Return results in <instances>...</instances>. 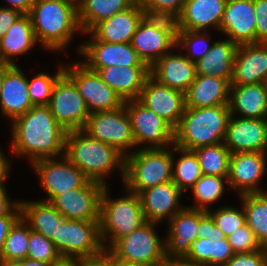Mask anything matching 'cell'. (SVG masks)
<instances>
[{
	"label": "cell",
	"instance_id": "cell-56",
	"mask_svg": "<svg viewBox=\"0 0 267 266\" xmlns=\"http://www.w3.org/2000/svg\"><path fill=\"white\" fill-rule=\"evenodd\" d=\"M52 266H80V257L61 256Z\"/></svg>",
	"mask_w": 267,
	"mask_h": 266
},
{
	"label": "cell",
	"instance_id": "cell-41",
	"mask_svg": "<svg viewBox=\"0 0 267 266\" xmlns=\"http://www.w3.org/2000/svg\"><path fill=\"white\" fill-rule=\"evenodd\" d=\"M207 33L203 30H176V47L185 49L188 52L185 57L195 63L206 56L212 46L209 44L211 36Z\"/></svg>",
	"mask_w": 267,
	"mask_h": 266
},
{
	"label": "cell",
	"instance_id": "cell-39",
	"mask_svg": "<svg viewBox=\"0 0 267 266\" xmlns=\"http://www.w3.org/2000/svg\"><path fill=\"white\" fill-rule=\"evenodd\" d=\"M228 183L227 176L202 175L190 188L194 195L196 205L189 206L192 209L208 211L211 204L220 200L226 191L224 183Z\"/></svg>",
	"mask_w": 267,
	"mask_h": 266
},
{
	"label": "cell",
	"instance_id": "cell-57",
	"mask_svg": "<svg viewBox=\"0 0 267 266\" xmlns=\"http://www.w3.org/2000/svg\"><path fill=\"white\" fill-rule=\"evenodd\" d=\"M13 266H52V263L24 258L12 263Z\"/></svg>",
	"mask_w": 267,
	"mask_h": 266
},
{
	"label": "cell",
	"instance_id": "cell-13",
	"mask_svg": "<svg viewBox=\"0 0 267 266\" xmlns=\"http://www.w3.org/2000/svg\"><path fill=\"white\" fill-rule=\"evenodd\" d=\"M124 106L130 117L136 147L146 143L148 146L145 145L144 148H166L174 145V128L154 111L138 99L126 100Z\"/></svg>",
	"mask_w": 267,
	"mask_h": 266
},
{
	"label": "cell",
	"instance_id": "cell-48",
	"mask_svg": "<svg viewBox=\"0 0 267 266\" xmlns=\"http://www.w3.org/2000/svg\"><path fill=\"white\" fill-rule=\"evenodd\" d=\"M255 43H267V0H254Z\"/></svg>",
	"mask_w": 267,
	"mask_h": 266
},
{
	"label": "cell",
	"instance_id": "cell-45",
	"mask_svg": "<svg viewBox=\"0 0 267 266\" xmlns=\"http://www.w3.org/2000/svg\"><path fill=\"white\" fill-rule=\"evenodd\" d=\"M149 17H165L176 20L186 0H138Z\"/></svg>",
	"mask_w": 267,
	"mask_h": 266
},
{
	"label": "cell",
	"instance_id": "cell-12",
	"mask_svg": "<svg viewBox=\"0 0 267 266\" xmlns=\"http://www.w3.org/2000/svg\"><path fill=\"white\" fill-rule=\"evenodd\" d=\"M64 73L74 82L90 113L116 110L124 106L123 98L84 63L66 64Z\"/></svg>",
	"mask_w": 267,
	"mask_h": 266
},
{
	"label": "cell",
	"instance_id": "cell-29",
	"mask_svg": "<svg viewBox=\"0 0 267 266\" xmlns=\"http://www.w3.org/2000/svg\"><path fill=\"white\" fill-rule=\"evenodd\" d=\"M91 70L96 71L99 77L124 101L138 99L150 75L149 66H108Z\"/></svg>",
	"mask_w": 267,
	"mask_h": 266
},
{
	"label": "cell",
	"instance_id": "cell-26",
	"mask_svg": "<svg viewBox=\"0 0 267 266\" xmlns=\"http://www.w3.org/2000/svg\"><path fill=\"white\" fill-rule=\"evenodd\" d=\"M150 75L161 84L185 93L197 76L196 64L184 54L168 52L150 67Z\"/></svg>",
	"mask_w": 267,
	"mask_h": 266
},
{
	"label": "cell",
	"instance_id": "cell-58",
	"mask_svg": "<svg viewBox=\"0 0 267 266\" xmlns=\"http://www.w3.org/2000/svg\"><path fill=\"white\" fill-rule=\"evenodd\" d=\"M12 65L6 62L1 61L0 62V90L5 78L6 71L11 67Z\"/></svg>",
	"mask_w": 267,
	"mask_h": 266
},
{
	"label": "cell",
	"instance_id": "cell-18",
	"mask_svg": "<svg viewBox=\"0 0 267 266\" xmlns=\"http://www.w3.org/2000/svg\"><path fill=\"white\" fill-rule=\"evenodd\" d=\"M138 100L173 128L186 108L185 93L161 84L151 75L147 77Z\"/></svg>",
	"mask_w": 267,
	"mask_h": 266
},
{
	"label": "cell",
	"instance_id": "cell-36",
	"mask_svg": "<svg viewBox=\"0 0 267 266\" xmlns=\"http://www.w3.org/2000/svg\"><path fill=\"white\" fill-rule=\"evenodd\" d=\"M246 215V224L253 230L257 240L267 247V191L239 195Z\"/></svg>",
	"mask_w": 267,
	"mask_h": 266
},
{
	"label": "cell",
	"instance_id": "cell-28",
	"mask_svg": "<svg viewBox=\"0 0 267 266\" xmlns=\"http://www.w3.org/2000/svg\"><path fill=\"white\" fill-rule=\"evenodd\" d=\"M227 0H186L176 18L177 30H203L210 27L220 31V23Z\"/></svg>",
	"mask_w": 267,
	"mask_h": 266
},
{
	"label": "cell",
	"instance_id": "cell-43",
	"mask_svg": "<svg viewBox=\"0 0 267 266\" xmlns=\"http://www.w3.org/2000/svg\"><path fill=\"white\" fill-rule=\"evenodd\" d=\"M61 257L54 243L44 235L30 229L27 258L53 263Z\"/></svg>",
	"mask_w": 267,
	"mask_h": 266
},
{
	"label": "cell",
	"instance_id": "cell-47",
	"mask_svg": "<svg viewBox=\"0 0 267 266\" xmlns=\"http://www.w3.org/2000/svg\"><path fill=\"white\" fill-rule=\"evenodd\" d=\"M223 266H267V247L250 253L234 254Z\"/></svg>",
	"mask_w": 267,
	"mask_h": 266
},
{
	"label": "cell",
	"instance_id": "cell-10",
	"mask_svg": "<svg viewBox=\"0 0 267 266\" xmlns=\"http://www.w3.org/2000/svg\"><path fill=\"white\" fill-rule=\"evenodd\" d=\"M83 131L94 139L112 145L125 157L126 152L136 146L125 106L116 110L90 113Z\"/></svg>",
	"mask_w": 267,
	"mask_h": 266
},
{
	"label": "cell",
	"instance_id": "cell-33",
	"mask_svg": "<svg viewBox=\"0 0 267 266\" xmlns=\"http://www.w3.org/2000/svg\"><path fill=\"white\" fill-rule=\"evenodd\" d=\"M238 45L230 39L212 43L206 56L195 62L197 75L231 79Z\"/></svg>",
	"mask_w": 267,
	"mask_h": 266
},
{
	"label": "cell",
	"instance_id": "cell-22",
	"mask_svg": "<svg viewBox=\"0 0 267 266\" xmlns=\"http://www.w3.org/2000/svg\"><path fill=\"white\" fill-rule=\"evenodd\" d=\"M182 193L173 181L141 191L139 197L146 221L160 223L164 219L170 220L184 208L180 205Z\"/></svg>",
	"mask_w": 267,
	"mask_h": 266
},
{
	"label": "cell",
	"instance_id": "cell-31",
	"mask_svg": "<svg viewBox=\"0 0 267 266\" xmlns=\"http://www.w3.org/2000/svg\"><path fill=\"white\" fill-rule=\"evenodd\" d=\"M231 79L197 75L185 92L186 107L229 105Z\"/></svg>",
	"mask_w": 267,
	"mask_h": 266
},
{
	"label": "cell",
	"instance_id": "cell-30",
	"mask_svg": "<svg viewBox=\"0 0 267 266\" xmlns=\"http://www.w3.org/2000/svg\"><path fill=\"white\" fill-rule=\"evenodd\" d=\"M230 114L241 118H267V87L265 83L230 85Z\"/></svg>",
	"mask_w": 267,
	"mask_h": 266
},
{
	"label": "cell",
	"instance_id": "cell-50",
	"mask_svg": "<svg viewBox=\"0 0 267 266\" xmlns=\"http://www.w3.org/2000/svg\"><path fill=\"white\" fill-rule=\"evenodd\" d=\"M5 187H0V216L21 215L20 201H10Z\"/></svg>",
	"mask_w": 267,
	"mask_h": 266
},
{
	"label": "cell",
	"instance_id": "cell-35",
	"mask_svg": "<svg viewBox=\"0 0 267 266\" xmlns=\"http://www.w3.org/2000/svg\"><path fill=\"white\" fill-rule=\"evenodd\" d=\"M138 0H77L82 34L113 15L132 7Z\"/></svg>",
	"mask_w": 267,
	"mask_h": 266
},
{
	"label": "cell",
	"instance_id": "cell-32",
	"mask_svg": "<svg viewBox=\"0 0 267 266\" xmlns=\"http://www.w3.org/2000/svg\"><path fill=\"white\" fill-rule=\"evenodd\" d=\"M36 44L30 16L22 14L0 39L1 60L16 65L13 58L28 53Z\"/></svg>",
	"mask_w": 267,
	"mask_h": 266
},
{
	"label": "cell",
	"instance_id": "cell-51",
	"mask_svg": "<svg viewBox=\"0 0 267 266\" xmlns=\"http://www.w3.org/2000/svg\"><path fill=\"white\" fill-rule=\"evenodd\" d=\"M20 217L21 215L0 216V257L2 255L4 242L10 232V229Z\"/></svg>",
	"mask_w": 267,
	"mask_h": 266
},
{
	"label": "cell",
	"instance_id": "cell-42",
	"mask_svg": "<svg viewBox=\"0 0 267 266\" xmlns=\"http://www.w3.org/2000/svg\"><path fill=\"white\" fill-rule=\"evenodd\" d=\"M64 67L65 65H60L57 73L53 76L40 72L32 81L28 80V91L33 106L49 104L54 84L64 73Z\"/></svg>",
	"mask_w": 267,
	"mask_h": 266
},
{
	"label": "cell",
	"instance_id": "cell-6",
	"mask_svg": "<svg viewBox=\"0 0 267 266\" xmlns=\"http://www.w3.org/2000/svg\"><path fill=\"white\" fill-rule=\"evenodd\" d=\"M173 149L137 148L125 157L126 191L139 194L141 191L172 181Z\"/></svg>",
	"mask_w": 267,
	"mask_h": 266
},
{
	"label": "cell",
	"instance_id": "cell-53",
	"mask_svg": "<svg viewBox=\"0 0 267 266\" xmlns=\"http://www.w3.org/2000/svg\"><path fill=\"white\" fill-rule=\"evenodd\" d=\"M9 8L16 9L22 14H28L36 0H6Z\"/></svg>",
	"mask_w": 267,
	"mask_h": 266
},
{
	"label": "cell",
	"instance_id": "cell-15",
	"mask_svg": "<svg viewBox=\"0 0 267 266\" xmlns=\"http://www.w3.org/2000/svg\"><path fill=\"white\" fill-rule=\"evenodd\" d=\"M104 188L105 185L88 180L82 187L51 197L47 202L65 219L99 221L101 195Z\"/></svg>",
	"mask_w": 267,
	"mask_h": 266
},
{
	"label": "cell",
	"instance_id": "cell-49",
	"mask_svg": "<svg viewBox=\"0 0 267 266\" xmlns=\"http://www.w3.org/2000/svg\"><path fill=\"white\" fill-rule=\"evenodd\" d=\"M21 15L22 13L16 9L0 7V39Z\"/></svg>",
	"mask_w": 267,
	"mask_h": 266
},
{
	"label": "cell",
	"instance_id": "cell-60",
	"mask_svg": "<svg viewBox=\"0 0 267 266\" xmlns=\"http://www.w3.org/2000/svg\"><path fill=\"white\" fill-rule=\"evenodd\" d=\"M0 266H13L11 263L0 262Z\"/></svg>",
	"mask_w": 267,
	"mask_h": 266
},
{
	"label": "cell",
	"instance_id": "cell-21",
	"mask_svg": "<svg viewBox=\"0 0 267 266\" xmlns=\"http://www.w3.org/2000/svg\"><path fill=\"white\" fill-rule=\"evenodd\" d=\"M254 0H227L220 31L237 45L255 44Z\"/></svg>",
	"mask_w": 267,
	"mask_h": 266
},
{
	"label": "cell",
	"instance_id": "cell-46",
	"mask_svg": "<svg viewBox=\"0 0 267 266\" xmlns=\"http://www.w3.org/2000/svg\"><path fill=\"white\" fill-rule=\"evenodd\" d=\"M227 239L234 254L250 253L263 248L253 230L247 224L236 229L235 232L227 236Z\"/></svg>",
	"mask_w": 267,
	"mask_h": 266
},
{
	"label": "cell",
	"instance_id": "cell-34",
	"mask_svg": "<svg viewBox=\"0 0 267 266\" xmlns=\"http://www.w3.org/2000/svg\"><path fill=\"white\" fill-rule=\"evenodd\" d=\"M20 207L30 229L53 241L65 217L47 201L20 200Z\"/></svg>",
	"mask_w": 267,
	"mask_h": 266
},
{
	"label": "cell",
	"instance_id": "cell-19",
	"mask_svg": "<svg viewBox=\"0 0 267 266\" xmlns=\"http://www.w3.org/2000/svg\"><path fill=\"white\" fill-rule=\"evenodd\" d=\"M266 167V153H231L227 184L231 189H236L239 195L263 193L265 191L258 184L266 174Z\"/></svg>",
	"mask_w": 267,
	"mask_h": 266
},
{
	"label": "cell",
	"instance_id": "cell-54",
	"mask_svg": "<svg viewBox=\"0 0 267 266\" xmlns=\"http://www.w3.org/2000/svg\"><path fill=\"white\" fill-rule=\"evenodd\" d=\"M10 160L4 155L0 150V187H5V180L8 178V173L10 171Z\"/></svg>",
	"mask_w": 267,
	"mask_h": 266
},
{
	"label": "cell",
	"instance_id": "cell-7",
	"mask_svg": "<svg viewBox=\"0 0 267 266\" xmlns=\"http://www.w3.org/2000/svg\"><path fill=\"white\" fill-rule=\"evenodd\" d=\"M146 221L127 236L120 238L108 252L114 260L132 266H155L165 259V239L159 238L156 225Z\"/></svg>",
	"mask_w": 267,
	"mask_h": 266
},
{
	"label": "cell",
	"instance_id": "cell-1",
	"mask_svg": "<svg viewBox=\"0 0 267 266\" xmlns=\"http://www.w3.org/2000/svg\"><path fill=\"white\" fill-rule=\"evenodd\" d=\"M11 123L13 155L25 156L31 164L64 155L68 131L54 119L48 105L33 106Z\"/></svg>",
	"mask_w": 267,
	"mask_h": 266
},
{
	"label": "cell",
	"instance_id": "cell-8",
	"mask_svg": "<svg viewBox=\"0 0 267 266\" xmlns=\"http://www.w3.org/2000/svg\"><path fill=\"white\" fill-rule=\"evenodd\" d=\"M175 20L145 16L133 35L131 44L145 64L151 67L176 47Z\"/></svg>",
	"mask_w": 267,
	"mask_h": 266
},
{
	"label": "cell",
	"instance_id": "cell-3",
	"mask_svg": "<svg viewBox=\"0 0 267 266\" xmlns=\"http://www.w3.org/2000/svg\"><path fill=\"white\" fill-rule=\"evenodd\" d=\"M64 156L92 181L105 186L107 176L119 169L125 176V156L112 145L90 137L83 130L68 131ZM106 178V179H105Z\"/></svg>",
	"mask_w": 267,
	"mask_h": 266
},
{
	"label": "cell",
	"instance_id": "cell-55",
	"mask_svg": "<svg viewBox=\"0 0 267 266\" xmlns=\"http://www.w3.org/2000/svg\"><path fill=\"white\" fill-rule=\"evenodd\" d=\"M160 266H202L192 263L185 258L180 257H165L160 263Z\"/></svg>",
	"mask_w": 267,
	"mask_h": 266
},
{
	"label": "cell",
	"instance_id": "cell-44",
	"mask_svg": "<svg viewBox=\"0 0 267 266\" xmlns=\"http://www.w3.org/2000/svg\"><path fill=\"white\" fill-rule=\"evenodd\" d=\"M207 212L212 216L214 223L226 237L246 224V215L243 207L238 209L226 205L218 208L215 212L211 209Z\"/></svg>",
	"mask_w": 267,
	"mask_h": 266
},
{
	"label": "cell",
	"instance_id": "cell-4",
	"mask_svg": "<svg viewBox=\"0 0 267 266\" xmlns=\"http://www.w3.org/2000/svg\"><path fill=\"white\" fill-rule=\"evenodd\" d=\"M230 116L229 105L186 107L174 128V145L194 150L224 142Z\"/></svg>",
	"mask_w": 267,
	"mask_h": 266
},
{
	"label": "cell",
	"instance_id": "cell-59",
	"mask_svg": "<svg viewBox=\"0 0 267 266\" xmlns=\"http://www.w3.org/2000/svg\"><path fill=\"white\" fill-rule=\"evenodd\" d=\"M112 266H132V265H125V264L119 263V262L115 261L113 256H112Z\"/></svg>",
	"mask_w": 267,
	"mask_h": 266
},
{
	"label": "cell",
	"instance_id": "cell-52",
	"mask_svg": "<svg viewBox=\"0 0 267 266\" xmlns=\"http://www.w3.org/2000/svg\"><path fill=\"white\" fill-rule=\"evenodd\" d=\"M80 266H112V255L107 250H104L94 257H80Z\"/></svg>",
	"mask_w": 267,
	"mask_h": 266
},
{
	"label": "cell",
	"instance_id": "cell-14",
	"mask_svg": "<svg viewBox=\"0 0 267 266\" xmlns=\"http://www.w3.org/2000/svg\"><path fill=\"white\" fill-rule=\"evenodd\" d=\"M48 106L54 119L67 131L83 130L90 115L84 98L65 73L55 82Z\"/></svg>",
	"mask_w": 267,
	"mask_h": 266
},
{
	"label": "cell",
	"instance_id": "cell-25",
	"mask_svg": "<svg viewBox=\"0 0 267 266\" xmlns=\"http://www.w3.org/2000/svg\"><path fill=\"white\" fill-rule=\"evenodd\" d=\"M168 234L165 239V256L184 258L191 243L198 238L199 210L184 207L168 220Z\"/></svg>",
	"mask_w": 267,
	"mask_h": 266
},
{
	"label": "cell",
	"instance_id": "cell-11",
	"mask_svg": "<svg viewBox=\"0 0 267 266\" xmlns=\"http://www.w3.org/2000/svg\"><path fill=\"white\" fill-rule=\"evenodd\" d=\"M52 242L61 256L86 258L104 251L99 221L64 219Z\"/></svg>",
	"mask_w": 267,
	"mask_h": 266
},
{
	"label": "cell",
	"instance_id": "cell-23",
	"mask_svg": "<svg viewBox=\"0 0 267 266\" xmlns=\"http://www.w3.org/2000/svg\"><path fill=\"white\" fill-rule=\"evenodd\" d=\"M146 16L139 1L95 25L88 33L95 40L107 43H131L138 25Z\"/></svg>",
	"mask_w": 267,
	"mask_h": 266
},
{
	"label": "cell",
	"instance_id": "cell-38",
	"mask_svg": "<svg viewBox=\"0 0 267 266\" xmlns=\"http://www.w3.org/2000/svg\"><path fill=\"white\" fill-rule=\"evenodd\" d=\"M193 151L204 175L228 176L231 152L223 142Z\"/></svg>",
	"mask_w": 267,
	"mask_h": 266
},
{
	"label": "cell",
	"instance_id": "cell-24",
	"mask_svg": "<svg viewBox=\"0 0 267 266\" xmlns=\"http://www.w3.org/2000/svg\"><path fill=\"white\" fill-rule=\"evenodd\" d=\"M267 43L238 45L230 85L265 83Z\"/></svg>",
	"mask_w": 267,
	"mask_h": 266
},
{
	"label": "cell",
	"instance_id": "cell-20",
	"mask_svg": "<svg viewBox=\"0 0 267 266\" xmlns=\"http://www.w3.org/2000/svg\"><path fill=\"white\" fill-rule=\"evenodd\" d=\"M223 143L231 153H267V118H236L231 115Z\"/></svg>",
	"mask_w": 267,
	"mask_h": 266
},
{
	"label": "cell",
	"instance_id": "cell-27",
	"mask_svg": "<svg viewBox=\"0 0 267 266\" xmlns=\"http://www.w3.org/2000/svg\"><path fill=\"white\" fill-rule=\"evenodd\" d=\"M0 106L3 116L11 122L33 107L28 91V79L17 64L6 71L0 90Z\"/></svg>",
	"mask_w": 267,
	"mask_h": 266
},
{
	"label": "cell",
	"instance_id": "cell-37",
	"mask_svg": "<svg viewBox=\"0 0 267 266\" xmlns=\"http://www.w3.org/2000/svg\"><path fill=\"white\" fill-rule=\"evenodd\" d=\"M173 152L181 156L176 162L173 156L172 181L184 192L190 189L203 175L197 156L193 150L173 145Z\"/></svg>",
	"mask_w": 267,
	"mask_h": 266
},
{
	"label": "cell",
	"instance_id": "cell-5",
	"mask_svg": "<svg viewBox=\"0 0 267 266\" xmlns=\"http://www.w3.org/2000/svg\"><path fill=\"white\" fill-rule=\"evenodd\" d=\"M127 192L128 195L117 199L110 198L107 186L102 192L99 233L104 250L108 251L120 238L146 222L139 194Z\"/></svg>",
	"mask_w": 267,
	"mask_h": 266
},
{
	"label": "cell",
	"instance_id": "cell-2",
	"mask_svg": "<svg viewBox=\"0 0 267 266\" xmlns=\"http://www.w3.org/2000/svg\"><path fill=\"white\" fill-rule=\"evenodd\" d=\"M28 15L37 41L47 50L60 51L75 32L82 33L77 0H36Z\"/></svg>",
	"mask_w": 267,
	"mask_h": 266
},
{
	"label": "cell",
	"instance_id": "cell-17",
	"mask_svg": "<svg viewBox=\"0 0 267 266\" xmlns=\"http://www.w3.org/2000/svg\"><path fill=\"white\" fill-rule=\"evenodd\" d=\"M88 41V42H87ZM78 46V51L89 69L108 66H148L139 57L131 43H107L93 37Z\"/></svg>",
	"mask_w": 267,
	"mask_h": 266
},
{
	"label": "cell",
	"instance_id": "cell-40",
	"mask_svg": "<svg viewBox=\"0 0 267 266\" xmlns=\"http://www.w3.org/2000/svg\"><path fill=\"white\" fill-rule=\"evenodd\" d=\"M29 242V224L22 216L11 227L4 242L0 262L13 263L27 258Z\"/></svg>",
	"mask_w": 267,
	"mask_h": 266
},
{
	"label": "cell",
	"instance_id": "cell-9",
	"mask_svg": "<svg viewBox=\"0 0 267 266\" xmlns=\"http://www.w3.org/2000/svg\"><path fill=\"white\" fill-rule=\"evenodd\" d=\"M197 233L186 260L202 266H223L234 255L227 237L207 211L199 210Z\"/></svg>",
	"mask_w": 267,
	"mask_h": 266
},
{
	"label": "cell",
	"instance_id": "cell-16",
	"mask_svg": "<svg viewBox=\"0 0 267 266\" xmlns=\"http://www.w3.org/2000/svg\"><path fill=\"white\" fill-rule=\"evenodd\" d=\"M40 179L42 187L48 195L46 200L56 197L68 190L82 187L89 179L85 174L64 155L62 161L56 158H45L32 164Z\"/></svg>",
	"mask_w": 267,
	"mask_h": 266
}]
</instances>
